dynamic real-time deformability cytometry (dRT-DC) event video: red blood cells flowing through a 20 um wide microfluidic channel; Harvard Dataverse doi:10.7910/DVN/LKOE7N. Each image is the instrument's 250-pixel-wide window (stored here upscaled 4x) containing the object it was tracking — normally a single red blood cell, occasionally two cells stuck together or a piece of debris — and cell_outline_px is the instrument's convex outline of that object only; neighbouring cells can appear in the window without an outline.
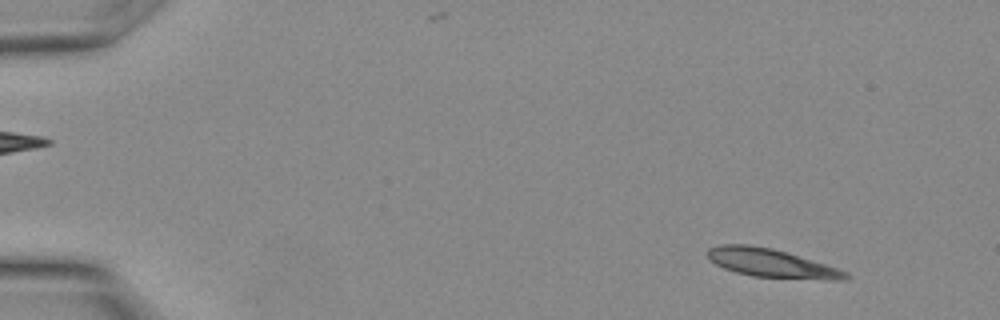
{"species": "Egyptian fruit bat (a non-hibernating species)", "species_latin": "Rousettus aegyptiacus", "temperature_condition": "warm", "stored_images_in_passage": 30, "camera_frame_rate_fps": 3000, "um_per_image_px": 0.085, "animal": {"sex": "female"}, "frame": {"image": 1, "passage_image": 3, "time_ms": 0.667, "image_size_px": [1000, 320], "cell_outline_px": [[852, 276], [844, 280], [828, 280], [752, 276], [736, 272], [724, 268], [716, 264], [708, 256], [708, 248], [720, 244], [748, 244], [772, 248], [824, 264], [848, 272]], "centroid_in_image_um": [65.57, 22.37], "position_along_channel_um": 19.4, "area_um2": 22.66}}
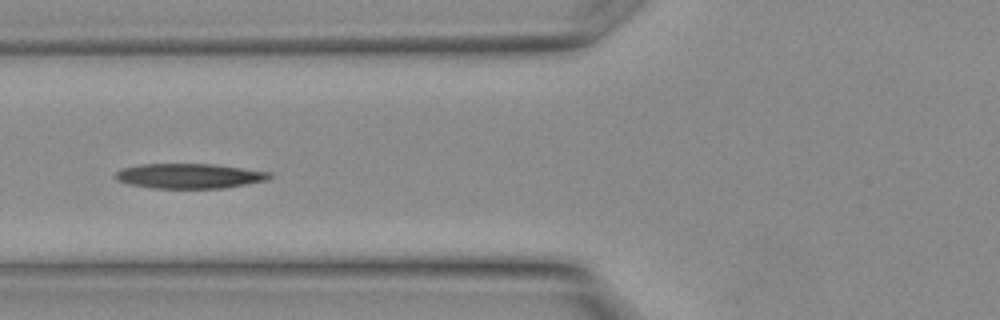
{"frame": {"image": 2, "passage_image": 12, "time_ms": 3.667, "image_size_px": [1000, 320], "cell_outline_px": [[272, 176], [268, 180], [224, 188], [152, 188], [128, 184], [116, 180], [112, 176], [120, 168], [140, 164], [216, 164], [272, 172]], "centroid_in_image_um": [16.07, 14.95], "position_along_channel_um": 109.7, "area_um2": 22.66}}
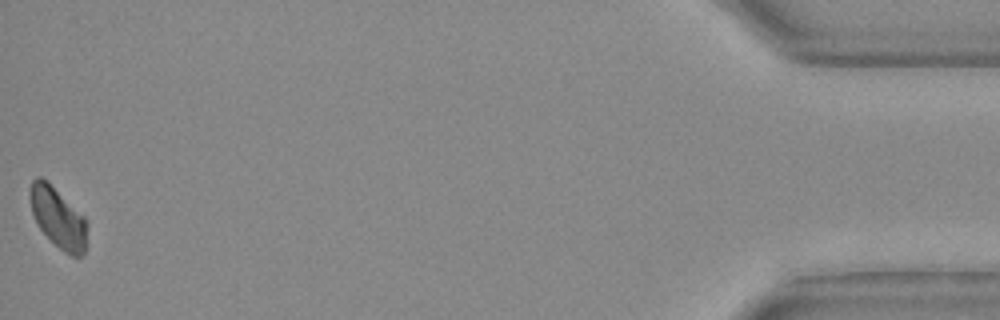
{"frame": {"image": 3, "passage_image": 30, "time_ms": 9.667, "image_size_px": [1000, 320], "cell_outline_px": [[88, 224], [84, 252], [80, 256], [72, 256], [64, 252], [36, 224], [32, 212], [32, 180], [36, 176], [40, 176], [84, 216]], "centroid_in_image_um": [4.97, 18.55], "position_along_channel_um": 430.2, "area_um2": 19.25}}